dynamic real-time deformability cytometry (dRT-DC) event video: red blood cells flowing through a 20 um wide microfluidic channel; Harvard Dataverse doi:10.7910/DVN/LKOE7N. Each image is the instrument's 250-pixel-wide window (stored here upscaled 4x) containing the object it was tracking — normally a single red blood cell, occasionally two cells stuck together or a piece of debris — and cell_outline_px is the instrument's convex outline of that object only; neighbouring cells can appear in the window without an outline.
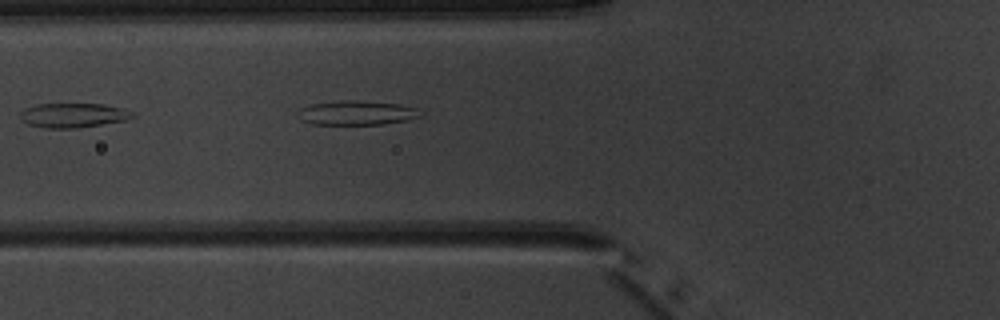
{"species": "common noctule bat (a hibernating species)", "species_latin": "Nyctalus noctula", "temperature_condition": "warm", "stored_images_in_passage": 8, "camera_frame_rate_fps": 3000, "um_per_image_px": 0.085, "animal": {"sex": "male", "body_mass_g": 20.1, "forearm_length_mm": 53.5}, "frame": {"image": 1, "passage_image": 5, "time_ms": 5.333, "image_size_px": [1000, 320], "cell_outline_px": [[136, 116], [124, 120], [76, 128], [44, 128], [28, 124], [20, 120], [20, 112], [24, 108], [36, 104], [104, 104], [120, 108], [132, 112]], "centroid_in_image_um": [6.15, 9.8], "position_along_channel_um": 119.6, "area_um2": 15.9}}
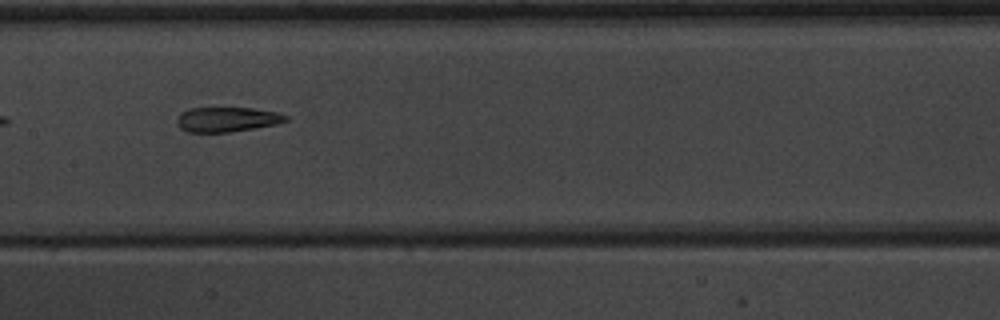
{"frame": {"image": 2, "passage_image": 7, "time_ms": 7.667, "image_size_px": [1000, 320], "cell_outline_px": [[288, 120], [276, 124], [228, 132], [188, 132], [180, 128], [176, 124], [176, 120], [188, 108], [252, 108], [276, 112], [288, 116]], "centroid_in_image_um": [19.29, 10.15], "position_along_channel_um": 188.1, "area_um2": 15.49}}
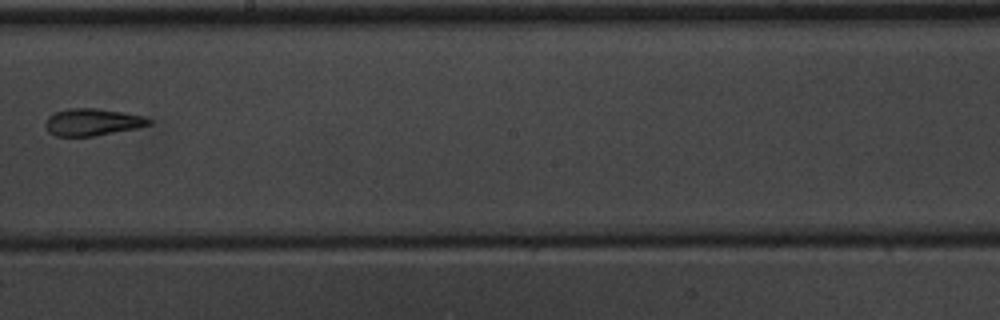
{"frame": {"image": 3, "passage_image": 8, "time_ms": 9.0, "image_size_px": [1000, 320], "cell_outline_px": [[152, 124], [140, 128], [92, 136], [56, 136], [48, 132], [44, 124], [48, 116], [56, 112], [68, 108], [96, 108], [124, 112], [144, 116], [152, 120]], "centroid_in_image_um": [7.88, 10.38], "position_along_channel_um": 240.3, "area_um2": 16.53}}